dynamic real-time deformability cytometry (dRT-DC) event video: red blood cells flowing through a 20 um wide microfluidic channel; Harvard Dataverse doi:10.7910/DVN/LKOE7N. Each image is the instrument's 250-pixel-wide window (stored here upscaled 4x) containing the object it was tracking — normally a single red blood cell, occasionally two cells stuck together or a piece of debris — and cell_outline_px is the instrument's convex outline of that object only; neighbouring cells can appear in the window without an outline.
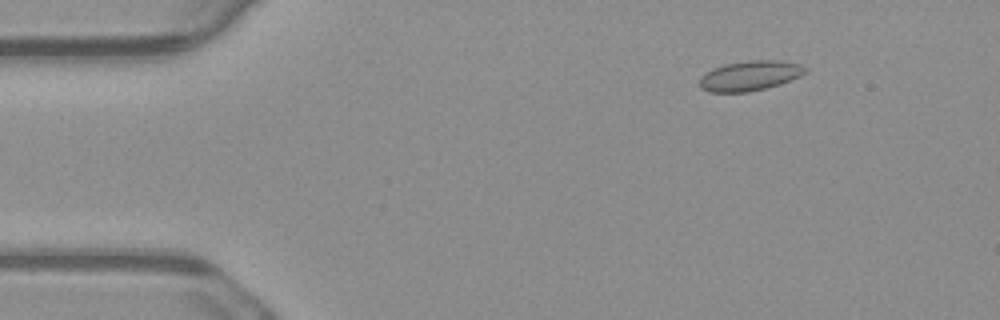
{"species": "common noctule bat (a hibernating species)", "species_latin": "Nyctalus noctula", "temperature_condition": "warm", "stored_images_in_passage": 6, "camera_frame_rate_fps": 3000, "um_per_image_px": 0.085, "animal": {"sex": "male", "body_mass_g": 23.1, "forearm_length_mm": 52.7}, "frame": {"image": 1, "passage_image": 2, "time_ms": 0.333, "image_size_px": [1000, 320], "cell_outline_px": [[808, 72], [800, 76], [780, 84], [748, 92], [708, 92], [700, 88], [700, 76], [712, 68], [724, 64], [752, 60], [780, 60], [800, 64], [808, 68]], "centroid_in_image_um": [63.74, 6.43], "position_along_channel_um": 21.3, "area_um2": 18.55}}
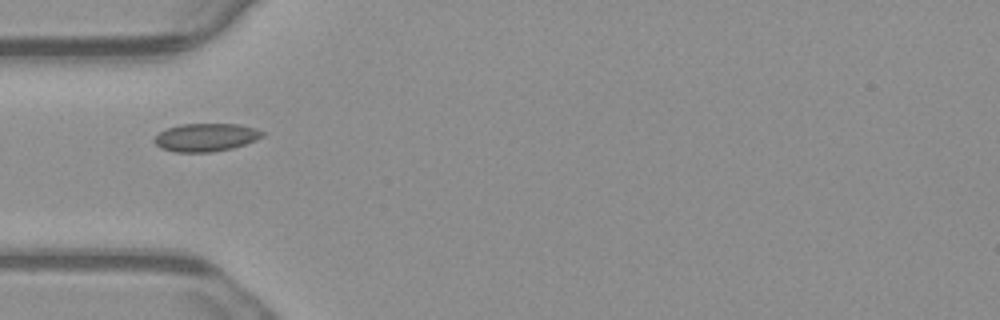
{"frame": {"image": 2, "passage_image": 5, "time_ms": 1.333, "image_size_px": [1000, 320], "cell_outline_px": [[264, 136], [256, 140], [232, 148], [212, 152], [176, 152], [160, 148], [152, 140], [160, 132], [168, 128], [180, 124], [240, 124], [256, 128], [264, 132]], "centroid_in_image_um": [17.51, 11.67], "position_along_channel_um": 67.5, "area_um2": 17.69}}
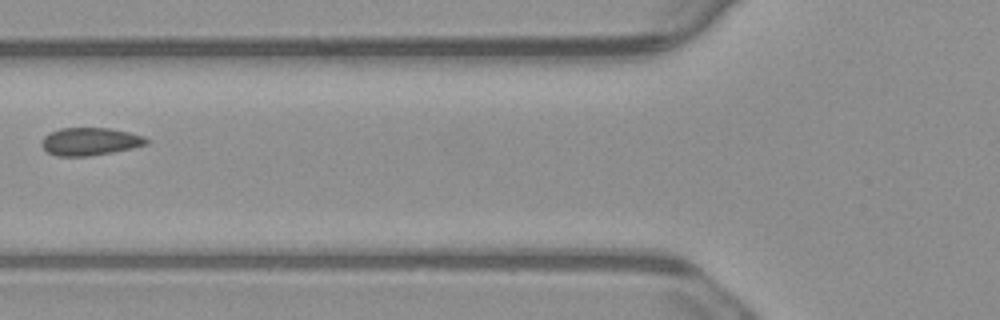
{"frame": {"image": 3, "passage_image": 6, "time_ms": 1.667, "image_size_px": [1000, 320], "cell_outline_px": [[148, 144], [132, 148], [112, 152], [88, 156], [56, 156], [48, 152], [40, 144], [44, 136], [60, 128], [108, 128], [128, 132], [144, 136], [148, 140]], "centroid_in_image_um": [7.65, 12.03], "position_along_channel_um": 118.2, "area_um2": 16.82}}